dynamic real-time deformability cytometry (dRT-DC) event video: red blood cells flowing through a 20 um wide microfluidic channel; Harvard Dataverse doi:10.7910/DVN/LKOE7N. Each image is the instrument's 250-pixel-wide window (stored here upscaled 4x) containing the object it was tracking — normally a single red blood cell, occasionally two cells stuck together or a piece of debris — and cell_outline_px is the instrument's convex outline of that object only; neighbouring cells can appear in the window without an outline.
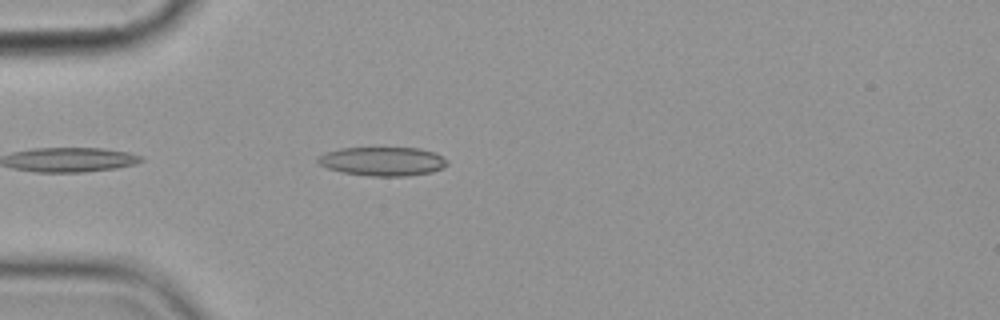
{"species": "common noctule bat (a hibernating species)", "species_latin": "Nyctalus noctula", "temperature_condition": "cold", "stored_images_in_passage": 5, "camera_frame_rate_fps": 3000, "um_per_image_px": 0.085, "animal": {"sex": "female", "body_mass_g": 19.9}, "frame": {"image": 1, "passage_image": 5, "time_ms": 4.667, "image_size_px": [1000, 320], "cell_outline_px": [[448, 164], [432, 172], [408, 176], [372, 176], [344, 172], [328, 168], [320, 164], [316, 160], [324, 152], [340, 148], [420, 148], [436, 152], [448, 160]], "centroid_in_image_um": [32.56, 13.7], "position_along_channel_um": 52.4, "area_um2": 21.73}}